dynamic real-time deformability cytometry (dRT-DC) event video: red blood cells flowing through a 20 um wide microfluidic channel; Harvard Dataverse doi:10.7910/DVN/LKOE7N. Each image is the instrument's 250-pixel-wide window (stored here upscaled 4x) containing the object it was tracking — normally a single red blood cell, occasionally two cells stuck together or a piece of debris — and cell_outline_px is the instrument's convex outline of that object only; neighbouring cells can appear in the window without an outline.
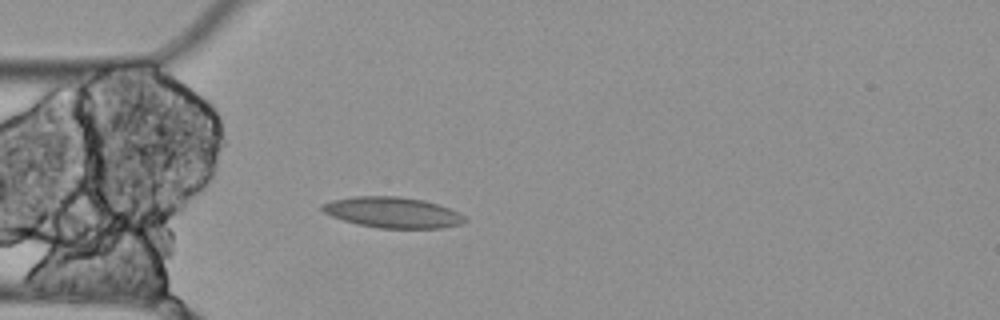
{"species": "Egyptian fruit bat (a non-hibernating species)", "species_latin": "Rousettus aegyptiacus", "temperature_condition": "cold", "stored_images_in_passage": 2, "camera_frame_rate_fps": 3000, "um_per_image_px": 0.085, "animal": {"sex": "female"}, "frame": {"image": 1, "passage_image": 2, "time_ms": 0.333, "image_size_px": [1000, 320], "cell_outline_px": [[468, 220], [460, 224], [440, 228], [380, 228], [360, 224], [344, 220], [332, 216], [324, 212], [320, 208], [320, 204], [332, 200], [356, 196], [396, 196], [424, 200], [460, 212]], "centroid_in_image_um": [33.38, 18.05], "position_along_channel_um": 51.6, "area_um2": 25.37}}